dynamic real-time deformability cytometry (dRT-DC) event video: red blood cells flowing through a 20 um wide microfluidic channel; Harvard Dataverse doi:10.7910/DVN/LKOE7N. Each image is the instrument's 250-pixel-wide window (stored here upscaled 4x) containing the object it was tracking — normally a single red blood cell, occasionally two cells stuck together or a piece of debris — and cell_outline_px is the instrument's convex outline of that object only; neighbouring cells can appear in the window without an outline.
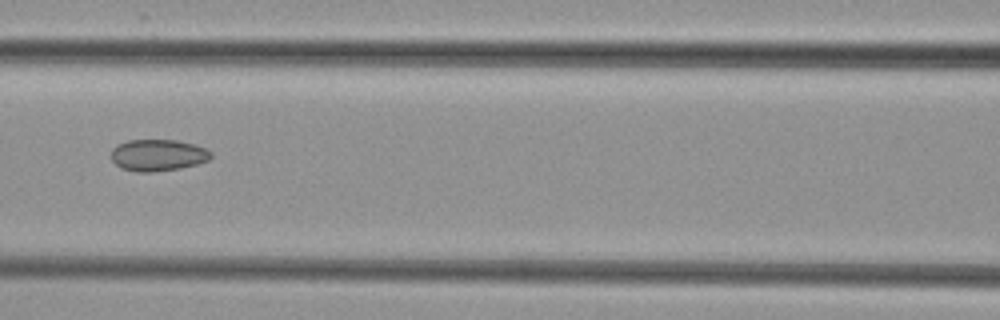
{"species": "common noctule bat (a hibernating species)", "species_latin": "Nyctalus noctula", "temperature_condition": "cold", "stored_images_in_passage": 9, "camera_frame_rate_fps": 3000, "um_per_image_px": 0.085, "animal": {"sex": "female", "body_mass_g": 29.2, "forearm_length_mm": 56.3}, "frame": {"image": 1, "passage_image": 6, "time_ms": 6.667, "image_size_px": [1000, 320], "cell_outline_px": [[212, 156], [208, 160], [196, 164], [180, 168], [152, 172], [136, 172], [120, 168], [112, 160], [112, 148], [116, 144], [128, 140], [176, 140], [196, 144], [212, 152]], "centroid_in_image_um": [13.41, 13.18], "position_along_channel_um": 153.2, "area_um2": 18.5}}
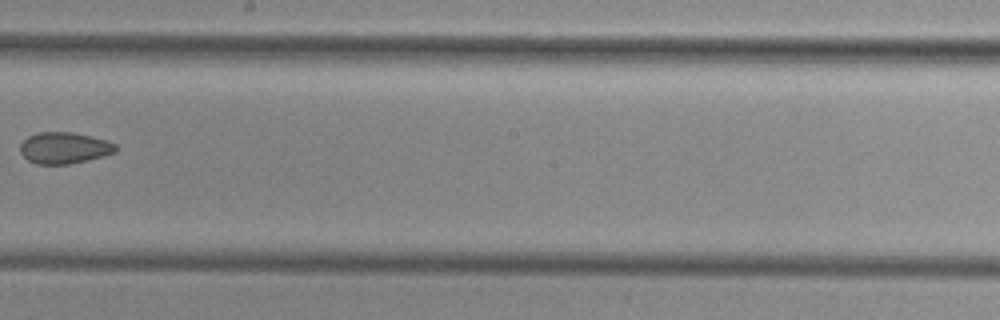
{"frame": {"image": 2, "passage_image": 8, "time_ms": 9.0, "image_size_px": [1000, 320], "cell_outline_px": [[116, 152], [104, 156], [88, 160], [68, 164], [36, 164], [28, 160], [20, 152], [20, 144], [28, 136], [36, 132], [72, 132], [92, 136], [116, 144]], "centroid_in_image_um": [5.45, 12.57], "position_along_channel_um": 242.8, "area_um2": 17.51}}
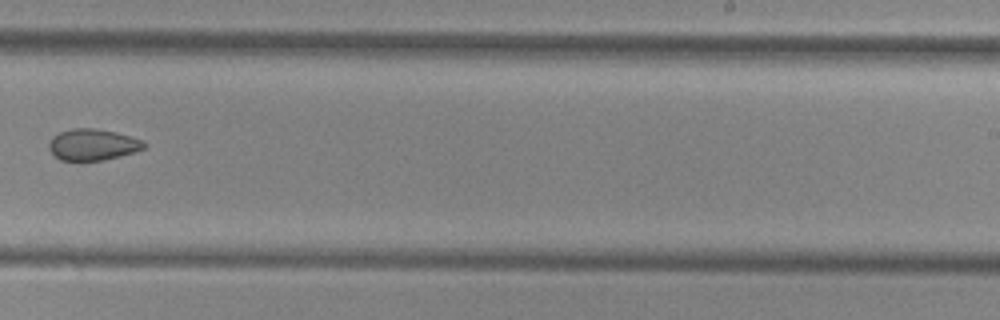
{"frame": {"image": 3, "passage_image": 9, "time_ms": 10.0, "image_size_px": [1000, 320], "cell_outline_px": [[148, 144], [144, 148], [136, 152], [100, 160], [60, 160], [48, 148], [48, 144], [52, 136], [60, 132], [72, 128], [92, 128], [116, 132], [144, 140]], "centroid_in_image_um": [7.9, 12.28], "position_along_channel_um": 281.1, "area_um2": 17.34}}